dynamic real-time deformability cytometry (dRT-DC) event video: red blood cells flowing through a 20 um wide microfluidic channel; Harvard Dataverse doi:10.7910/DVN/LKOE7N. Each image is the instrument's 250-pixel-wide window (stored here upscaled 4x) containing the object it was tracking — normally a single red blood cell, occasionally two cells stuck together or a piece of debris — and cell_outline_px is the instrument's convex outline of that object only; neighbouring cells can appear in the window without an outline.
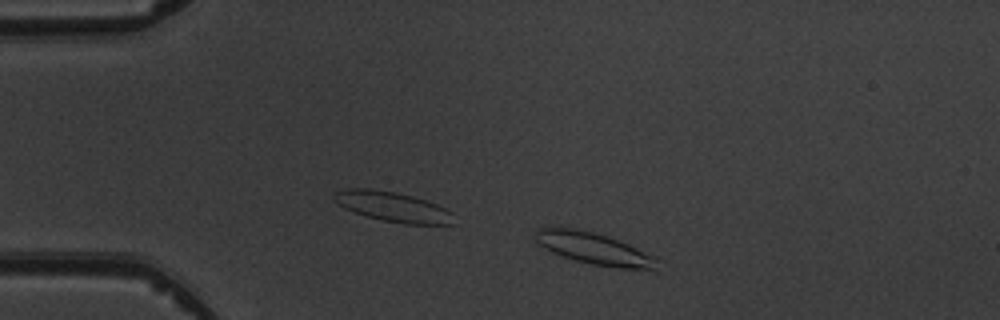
{"species": "common noctule bat (a hibernating species)", "species_latin": "Nyctalus noctula", "temperature_condition": "warm", "stored_images_in_passage": 4, "camera_frame_rate_fps": 3000, "um_per_image_px": 0.085, "animal": {"sex": "male", "body_mass_g": 19.5, "forearm_length_mm": 54.6}, "frame": {"image": 1, "passage_image": 2, "time_ms": 1.333, "image_size_px": [1000, 320], "cell_outline_px": [[656, 268], [620, 268], [592, 264], [576, 260], [552, 252], [544, 248], [536, 240], [536, 232], [540, 228], [548, 224], [560, 224], [596, 232], [608, 236], [628, 244], [656, 256]], "centroid_in_image_um": [50.39, 21.05], "position_along_channel_um": 34.6, "area_um2": 22.77}}